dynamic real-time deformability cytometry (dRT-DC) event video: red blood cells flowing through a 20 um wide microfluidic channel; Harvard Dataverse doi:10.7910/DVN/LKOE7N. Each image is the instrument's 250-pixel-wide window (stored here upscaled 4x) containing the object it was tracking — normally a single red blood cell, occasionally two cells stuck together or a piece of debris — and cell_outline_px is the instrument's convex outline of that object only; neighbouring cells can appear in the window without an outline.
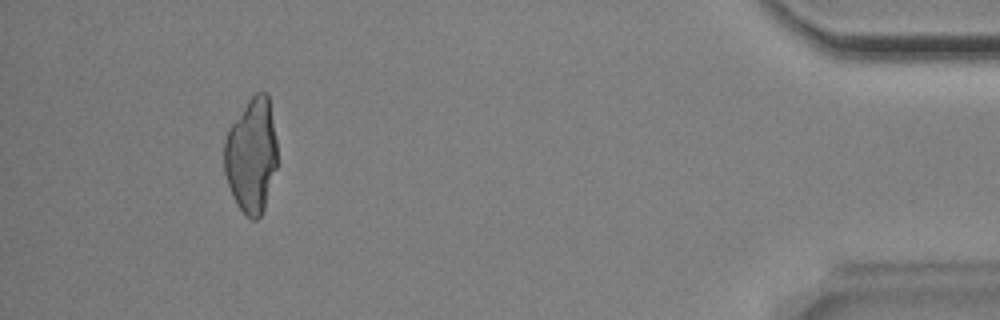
{"species": "Egyptian fruit bat (a non-hibernating species)", "species_latin": "Rousettus aegyptiacus", "temperature_condition": "room temperature", "stored_images_in_passage": 52, "camera_frame_rate_fps": 3000, "um_per_image_px": 0.085, "animal": {"sex": "male"}, "frame": {"image": 1, "passage_image": 48, "time_ms": 15.667, "image_size_px": [1000, 320], "cell_outline_px": [[276, 168], [264, 208], [260, 216], [256, 220], [252, 220], [244, 216], [228, 184], [224, 172], [224, 144], [228, 128], [248, 100], [256, 92], [264, 92], [268, 96], [276, 140]], "centroid_in_image_um": [21.36, 13.22], "position_along_channel_um": 413.8, "area_um2": 35.14}}